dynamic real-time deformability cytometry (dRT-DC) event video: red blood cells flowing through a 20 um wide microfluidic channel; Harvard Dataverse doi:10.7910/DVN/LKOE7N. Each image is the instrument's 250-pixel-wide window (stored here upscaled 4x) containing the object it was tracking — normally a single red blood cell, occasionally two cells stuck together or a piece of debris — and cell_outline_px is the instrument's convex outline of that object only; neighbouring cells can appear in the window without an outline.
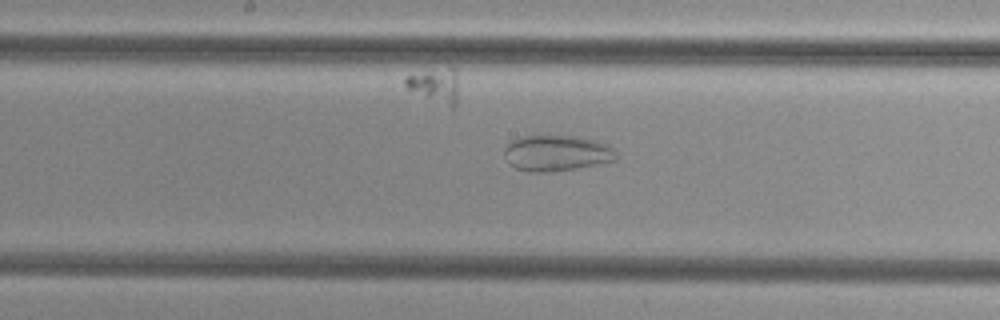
{"species": "common noctule bat (a hibernating species)", "species_latin": "Nyctalus noctula", "temperature_condition": "cold", "stored_images_in_passage": 49, "camera_frame_rate_fps": 3000, "um_per_image_px": 0.085, "animal": {"sex": "female", "body_mass_g": 29.2, "forearm_length_mm": 56.3}, "frame": {"image": 1, "passage_image": 27, "time_ms": 8.667, "image_size_px": [1000, 320], "cell_outline_px": [[616, 160], [576, 168], [552, 172], [528, 172], [516, 168], [508, 164], [504, 156], [504, 148], [512, 140], [520, 136], [576, 136], [596, 140], [608, 144], [616, 152]], "centroid_in_image_um": [47.28, 13.02], "position_along_channel_um": 200.9, "area_um2": 23.52}}
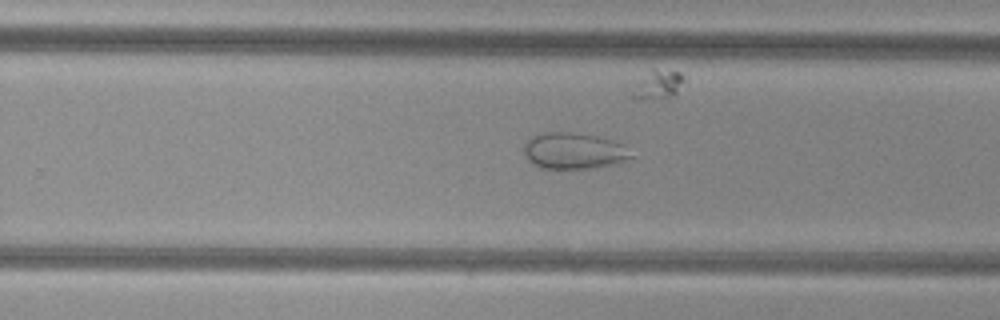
{"frame": {"image": 2, "passage_image": 33, "time_ms": 10.667, "image_size_px": [1000, 320], "cell_outline_px": [[632, 156], [628, 160], [616, 164], [588, 168], [540, 168], [532, 164], [524, 156], [524, 140], [532, 136], [544, 132], [576, 132], [616, 140], [624, 144]], "centroid_in_image_um": [48.75, 12.81], "position_along_channel_um": 281.0, "area_um2": 23.0}}
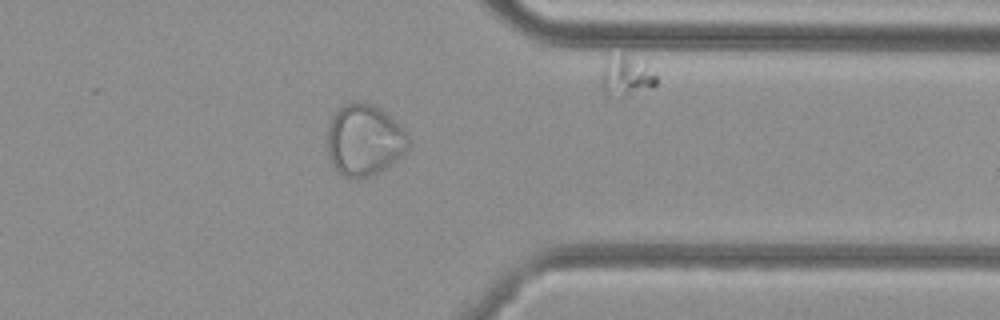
{"frame": {"image": 3, "passage_image": 41, "time_ms": 13.333, "image_size_px": [1000, 320], "cell_outline_px": [[408, 148], [400, 156], [384, 168], [372, 176], [360, 180], [356, 180], [344, 176], [332, 164], [328, 156], [324, 140], [328, 124], [336, 108], [344, 104], [356, 100], [372, 104], [380, 108], [392, 116], [404, 128], [408, 136]], "centroid_in_image_um": [30.9, 11.88], "position_along_channel_um": 380.5, "area_um2": 34.62}}